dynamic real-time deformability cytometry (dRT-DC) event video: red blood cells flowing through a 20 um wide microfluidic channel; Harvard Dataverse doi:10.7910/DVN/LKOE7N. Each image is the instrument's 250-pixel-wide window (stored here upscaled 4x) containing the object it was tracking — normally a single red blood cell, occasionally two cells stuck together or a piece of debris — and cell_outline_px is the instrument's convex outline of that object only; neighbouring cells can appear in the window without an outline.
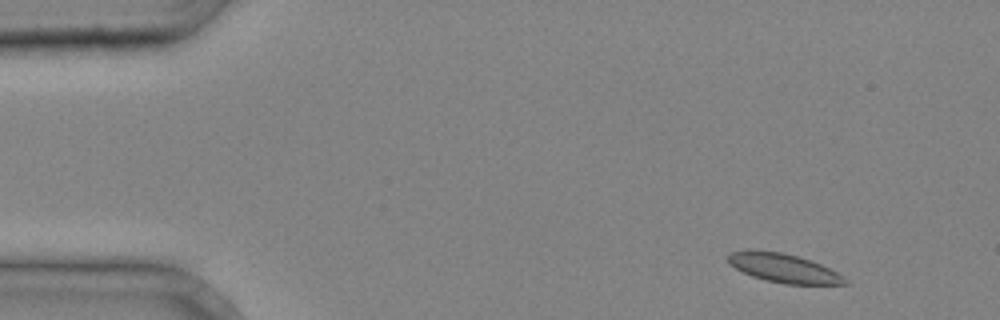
{"species": "common noctule bat (a hibernating species)", "species_latin": "Nyctalus noctula", "temperature_condition": "cold", "stored_images_in_passage": 4, "segment_of_instrument_passage": [1, 2], "camera_frame_rate_fps": 3000, "um_per_image_px": 0.085, "animal": {"sex": "male", "body_mass_g": 20.4}, "frame": {"image": 1, "passage_image": 1, "time_ms": 0.0, "image_size_px": [1000, 320], "cell_outline_px": [[848, 284], [784, 284], [752, 276], [736, 268], [728, 260], [728, 256], [732, 252], [744, 248], [756, 248], [784, 252], [800, 256], [812, 260], [844, 276], [848, 280]], "centroid_in_image_um": [66.6, 22.74], "position_along_channel_um": 18.4, "area_um2": 19.94}}